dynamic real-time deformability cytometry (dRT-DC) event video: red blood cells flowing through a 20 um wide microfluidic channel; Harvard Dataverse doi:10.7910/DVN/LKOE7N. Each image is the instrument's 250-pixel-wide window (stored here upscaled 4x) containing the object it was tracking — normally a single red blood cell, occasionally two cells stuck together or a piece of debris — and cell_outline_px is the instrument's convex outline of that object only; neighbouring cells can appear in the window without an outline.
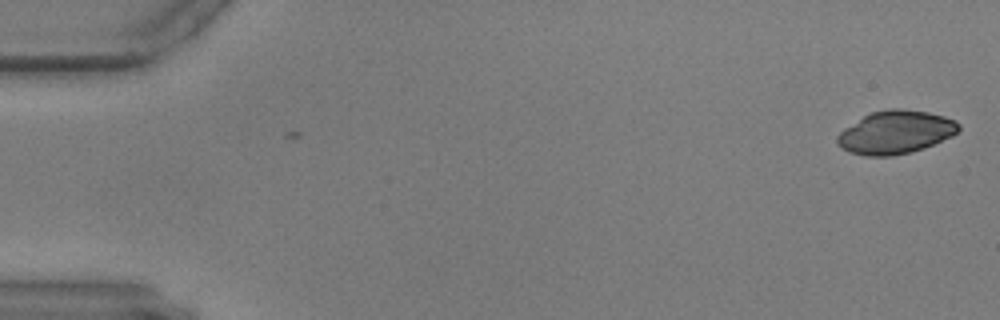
{"species": "common noctule bat (a hibernating species)", "species_latin": "Nyctalus noctula", "temperature_condition": "warm", "stored_images_in_passage": 7, "camera_frame_rate_fps": 3000, "um_per_image_px": 0.085, "animal": {"sex": "male", "body_mass_g": 17.9, "forearm_length_mm": 54.2}, "frame": {"image": 1, "passage_image": 7, "time_ms": 2.0, "image_size_px": [1000, 320], "cell_outline_px": [[960, 128], [952, 136], [924, 148], [912, 152], [892, 156], [864, 156], [848, 152], [840, 148], [836, 144], [836, 136], [844, 128], [864, 116], [872, 112], [888, 108], [900, 108], [928, 112], [944, 116], [956, 120], [960, 124]], "centroid_in_image_um": [76.1, 11.25], "position_along_channel_um": 8.9, "area_um2": 30.75}}